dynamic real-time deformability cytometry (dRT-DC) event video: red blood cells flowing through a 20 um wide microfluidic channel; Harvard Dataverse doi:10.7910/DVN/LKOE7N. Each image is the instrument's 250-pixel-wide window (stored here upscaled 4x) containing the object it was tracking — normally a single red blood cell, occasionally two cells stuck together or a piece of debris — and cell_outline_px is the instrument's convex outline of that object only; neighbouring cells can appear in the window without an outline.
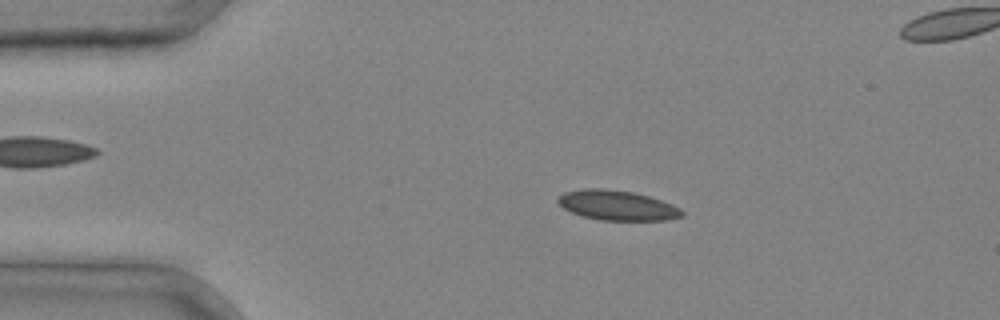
{"species": "common noctule bat (a hibernating species)", "species_latin": "Nyctalus noctula", "temperature_condition": "cold", "stored_images_in_passage": 29, "camera_frame_rate_fps": 3000, "um_per_image_px": 0.085, "animal": {"sex": "male", "body_mass_g": 20.4}, "frame": {"image": 1, "passage_image": 7, "time_ms": 2.0, "image_size_px": [1000, 320], "cell_outline_px": [[684, 216], [668, 220], [600, 220], [580, 216], [564, 208], [556, 200], [564, 192], [584, 188], [604, 188], [632, 192], [648, 196], [672, 204], [680, 208], [684, 212]], "centroid_in_image_um": [52.47, 17.46], "position_along_channel_um": 32.5, "area_um2": 21.62}}
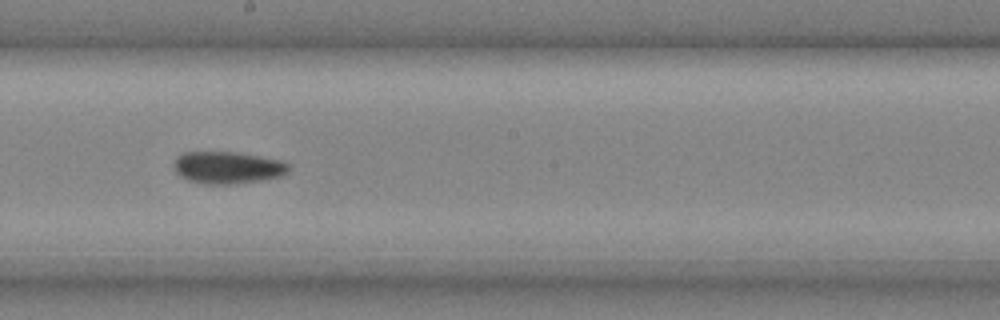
{"frame": {"image": 2, "passage_image": 21, "time_ms": 6.667, "image_size_px": [1000, 320], "cell_outline_px": [[288, 172], [280, 176], [260, 180], [232, 184], [204, 184], [188, 180], [180, 176], [176, 172], [176, 160], [184, 152], [232, 152], [280, 160], [288, 164]], "centroid_in_image_um": [19.35, 14.25], "position_along_channel_um": 228.9, "area_um2": 20.98}}
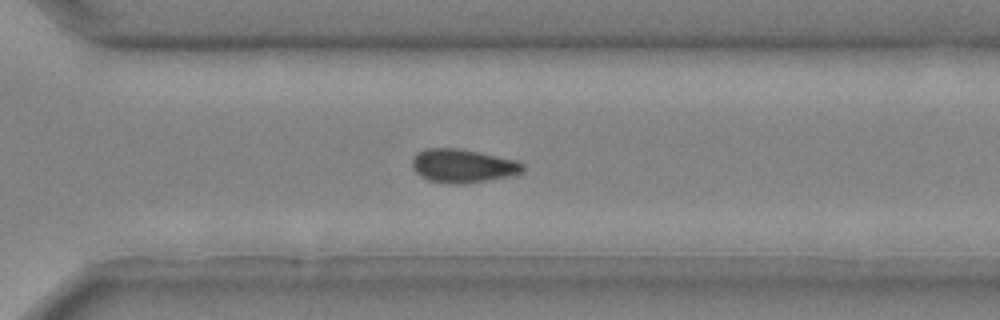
{"frame": {"image": 3, "passage_image": 27, "time_ms": 8.667, "image_size_px": [1000, 320], "cell_outline_px": [[524, 168], [520, 172], [508, 176], [464, 184], [448, 184], [428, 180], [420, 176], [412, 168], [412, 156], [416, 152], [424, 148], [460, 148], [520, 160], [524, 164]], "centroid_in_image_um": [39.3, 14.08], "position_along_channel_um": 331.3, "area_um2": 21.96}}